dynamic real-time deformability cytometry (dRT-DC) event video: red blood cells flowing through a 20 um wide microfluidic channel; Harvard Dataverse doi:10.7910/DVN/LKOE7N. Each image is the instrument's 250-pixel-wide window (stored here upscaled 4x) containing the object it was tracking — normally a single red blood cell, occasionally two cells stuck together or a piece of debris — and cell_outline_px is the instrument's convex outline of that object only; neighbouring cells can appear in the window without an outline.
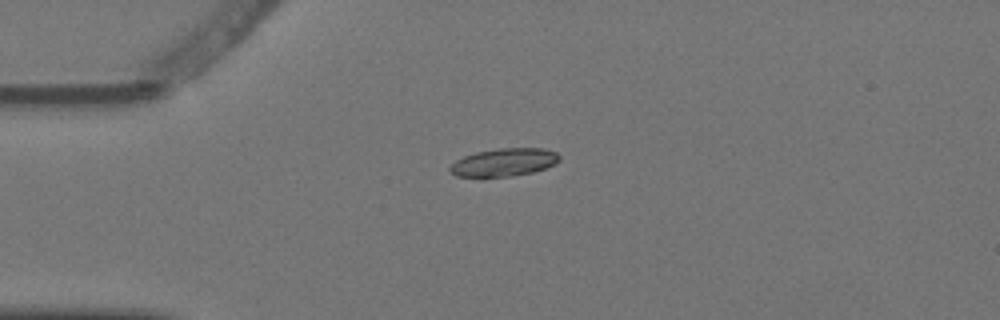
{"species": "Egyptian fruit bat (a non-hibernating species)", "species_latin": "Rousettus aegyptiacus", "temperature_condition": "warm", "stored_images_in_passage": 2, "camera_frame_rate_fps": 3000, "um_per_image_px": 0.085, "animal": {"sex": "female"}, "frame": {"image": 1, "passage_image": 1, "time_ms": 0.0, "image_size_px": [1000, 320], "cell_outline_px": [[560, 160], [556, 164], [532, 172], [512, 176], [456, 176], [448, 172], [448, 168], [456, 160], [464, 156], [476, 152], [500, 148], [544, 148], [556, 152], [560, 156]], "centroid_in_image_um": [42.85, 13.79], "position_along_channel_um": 42.2, "area_um2": 17.74}}